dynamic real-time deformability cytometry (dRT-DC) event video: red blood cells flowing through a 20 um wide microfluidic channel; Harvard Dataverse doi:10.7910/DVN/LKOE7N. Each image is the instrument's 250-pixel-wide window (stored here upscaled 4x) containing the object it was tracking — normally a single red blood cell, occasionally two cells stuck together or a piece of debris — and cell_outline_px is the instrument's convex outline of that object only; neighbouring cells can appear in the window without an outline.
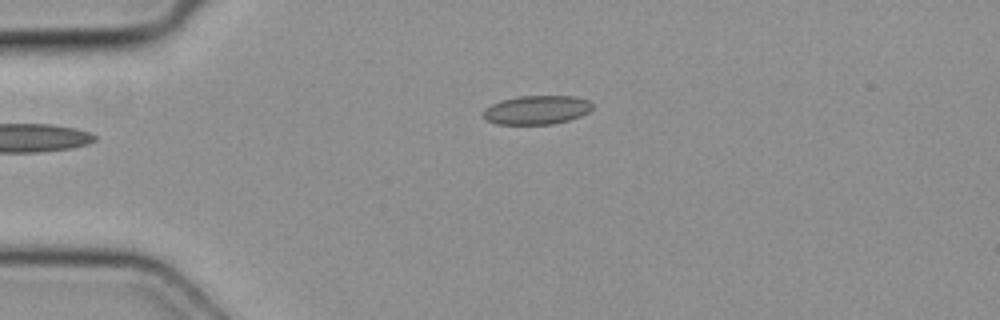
{"species": "common noctule bat (a hibernating species)", "species_latin": "Nyctalus noctula", "temperature_condition": "cold", "stored_images_in_passage": 7, "camera_frame_rate_fps": 3000, "um_per_image_px": 0.085, "animal": {"sex": "female", "body_mass_g": 19.3, "forearm_length_mm": 54.1}, "frame": {"image": 1, "passage_image": 3, "time_ms": 0.667, "image_size_px": [1000, 320], "cell_outline_px": [[592, 108], [588, 112], [580, 116], [568, 120], [552, 124], [496, 124], [488, 120], [484, 116], [484, 108], [500, 100], [520, 96], [576, 96], [588, 100], [592, 104]], "centroid_in_image_um": [45.63, 9.33], "position_along_channel_um": 39.4, "area_um2": 18.26}}
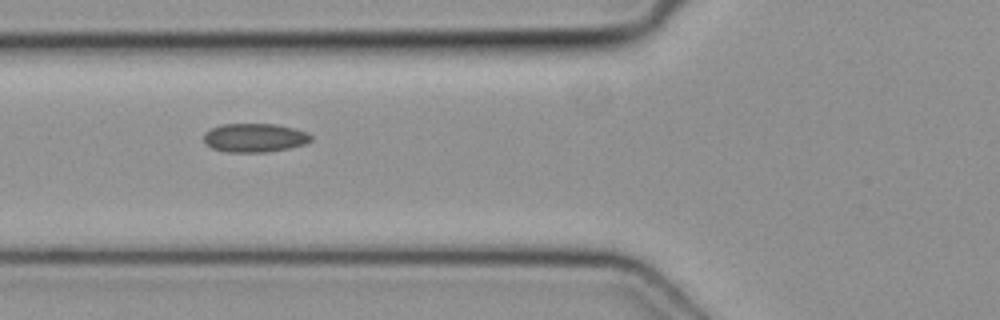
{"frame": {"image": 2, "passage_image": 5, "time_ms": 1.333, "image_size_px": [1000, 320], "cell_outline_px": [[312, 140], [304, 144], [288, 148], [268, 152], [228, 152], [212, 148], [204, 144], [204, 132], [220, 124], [276, 124], [308, 132], [312, 136]], "centroid_in_image_um": [21.62, 11.71], "position_along_channel_um": 104.2, "area_um2": 18.03}}
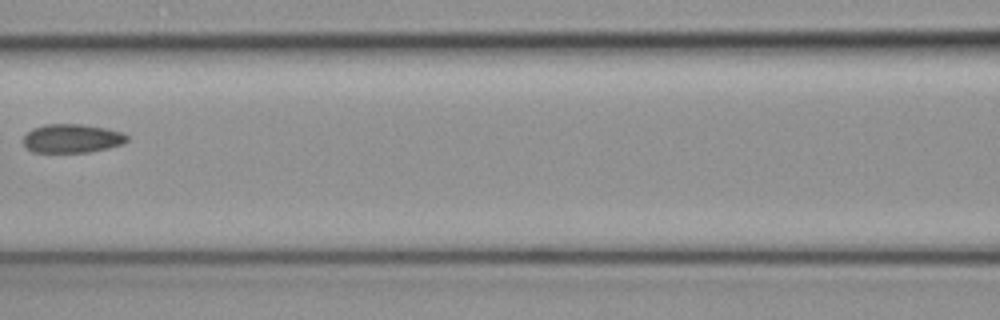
{"frame": {"image": 3, "passage_image": 6, "time_ms": 1.667, "image_size_px": [1000, 320], "cell_outline_px": [[128, 140], [124, 144], [108, 148], [88, 152], [32, 152], [24, 144], [24, 136], [32, 128], [44, 124], [84, 124], [108, 128], [124, 132], [128, 136]], "centroid_in_image_um": [6.17, 11.75], "position_along_channel_um": 160.4, "area_um2": 17.57}}